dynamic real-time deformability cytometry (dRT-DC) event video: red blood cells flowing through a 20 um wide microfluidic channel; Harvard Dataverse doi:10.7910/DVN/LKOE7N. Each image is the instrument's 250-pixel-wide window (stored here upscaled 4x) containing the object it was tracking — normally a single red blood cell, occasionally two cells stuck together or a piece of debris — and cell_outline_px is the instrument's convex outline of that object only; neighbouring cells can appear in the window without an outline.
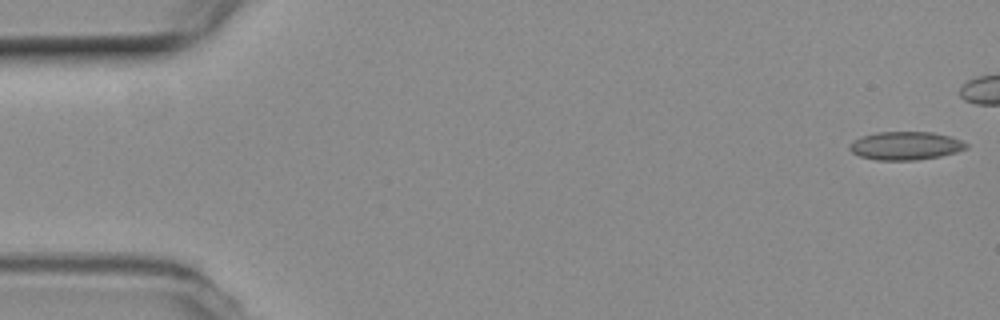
{"species": "common noctule bat (a hibernating species)", "species_latin": "Nyctalus noctula", "temperature_condition": "room temperature", "stored_images_in_passage": 43, "camera_frame_rate_fps": 3000, "um_per_image_px": 0.085, "animal": {"sex": "female", "body_mass_g": 19.3, "forearm_length_mm": 54.1}, "frame": {"image": 1, "passage_image": 1, "time_ms": 0.0, "image_size_px": [1000, 320], "cell_outline_px": [[968, 148], [956, 152], [940, 156], [916, 160], [876, 160], [860, 156], [852, 152], [848, 148], [848, 144], [852, 140], [876, 132], [932, 132], [952, 136], [968, 144]], "centroid_in_image_um": [76.96, 12.38], "position_along_channel_um": 8.0, "area_um2": 19.31}}
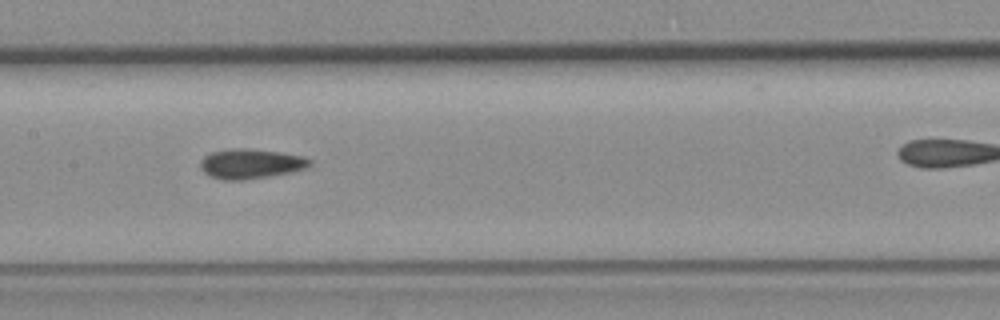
{"frame": {"image": 2, "passage_image": 26, "time_ms": 8.333, "image_size_px": [1000, 320], "cell_outline_px": [[312, 164], [308, 168], [292, 172], [244, 180], [224, 180], [208, 176], [200, 168], [200, 160], [204, 156], [212, 152], [232, 148], [244, 148], [280, 152], [304, 156], [312, 160]], "centroid_in_image_um": [21.32, 13.92], "position_along_channel_um": 186.1, "area_um2": 19.19}}
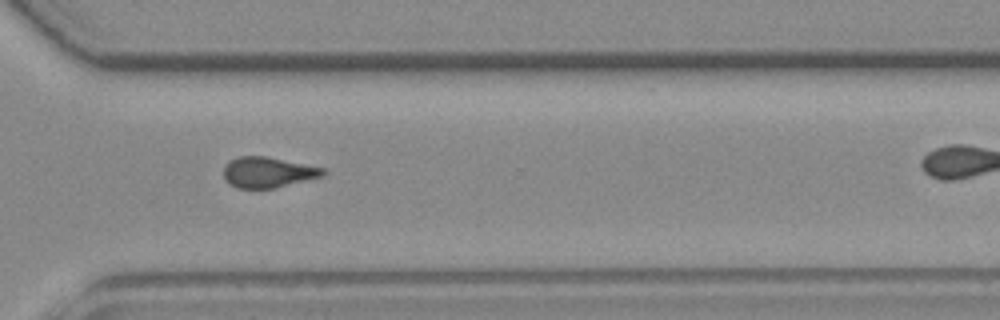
{"frame": {"image": 3, "passage_image": 39, "time_ms": 12.667, "image_size_px": [1000, 320], "cell_outline_px": [[328, 172], [324, 176], [276, 188], [236, 188], [228, 184], [224, 180], [224, 164], [228, 160], [240, 156], [264, 156], [324, 168]], "centroid_in_image_um": [22.75, 14.65], "position_along_channel_um": 347.8, "area_um2": 17.92}}